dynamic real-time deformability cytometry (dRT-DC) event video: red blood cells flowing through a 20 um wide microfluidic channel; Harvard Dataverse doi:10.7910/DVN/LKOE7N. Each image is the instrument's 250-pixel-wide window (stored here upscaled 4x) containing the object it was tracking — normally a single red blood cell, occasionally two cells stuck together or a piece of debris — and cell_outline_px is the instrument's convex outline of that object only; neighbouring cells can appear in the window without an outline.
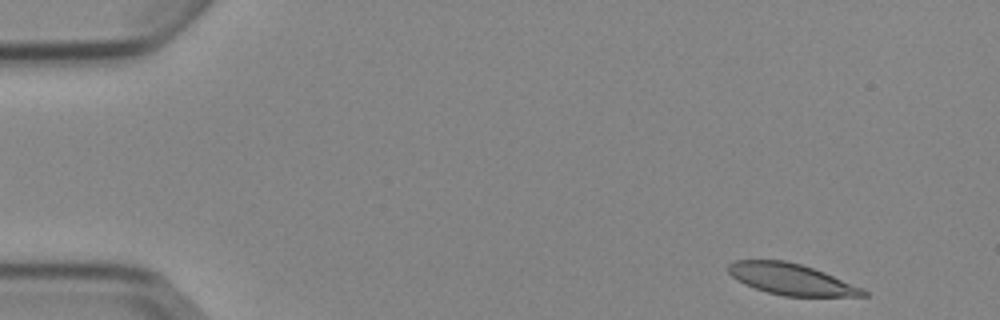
{"species": "Egyptian fruit bat (a non-hibernating species)", "species_latin": "Rousettus aegyptiacus", "temperature_condition": "cold", "stored_images_in_passage": 4, "camera_frame_rate_fps": 3000, "um_per_image_px": 0.085, "animal": {"sex": "female"}, "frame": {"image": 1, "passage_image": 1, "time_ms": 0.0, "image_size_px": [1000, 320], "cell_outline_px": [[868, 296], [784, 296], [768, 292], [744, 284], [736, 280], [728, 272], [728, 264], [736, 260], [784, 260], [800, 264], [824, 272], [864, 288], [868, 292]], "centroid_in_image_um": [67.26, 23.73], "position_along_channel_um": 17.7, "area_um2": 24.45}}
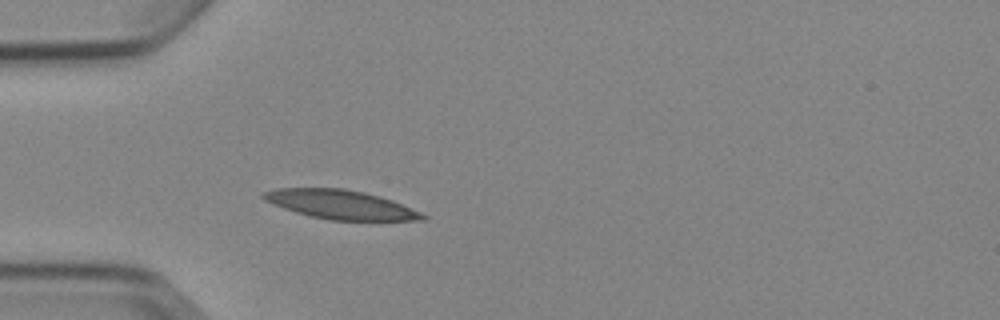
{"frame": {"image": 2, "passage_image": 4, "time_ms": 3.667, "image_size_px": [1000, 320], "cell_outline_px": [[428, 220], [328, 220], [296, 212], [284, 208], [264, 200], [260, 196], [260, 192], [276, 188], [344, 188], [364, 192], [380, 196], [392, 200], [420, 212], [428, 216]], "centroid_in_image_um": [28.93, 17.38], "position_along_channel_um": 56.1, "area_um2": 26.88}}